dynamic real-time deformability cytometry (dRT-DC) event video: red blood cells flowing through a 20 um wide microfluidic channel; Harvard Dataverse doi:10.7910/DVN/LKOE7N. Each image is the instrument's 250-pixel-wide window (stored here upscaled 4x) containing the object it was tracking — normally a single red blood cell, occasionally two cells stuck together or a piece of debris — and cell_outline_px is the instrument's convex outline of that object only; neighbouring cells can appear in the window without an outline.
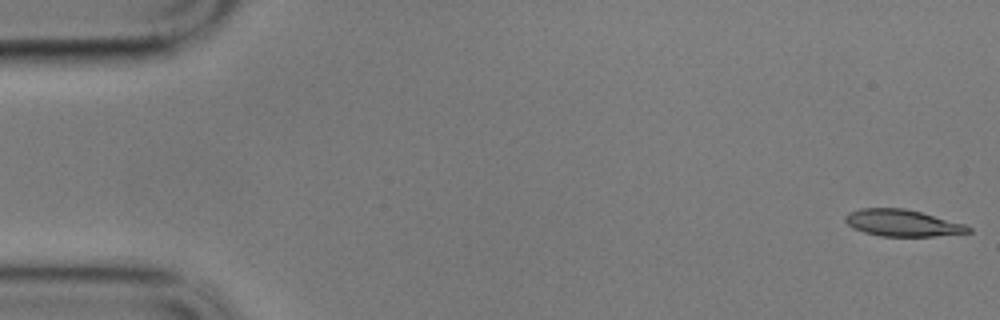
{"species": "common noctule bat (a hibernating species)", "species_latin": "Nyctalus noctula", "temperature_condition": "cold", "stored_images_in_passage": 58, "camera_frame_rate_fps": 3000, "um_per_image_px": 0.085, "animal": {"sex": "male", "body_mass_g": 17.9}, "frame": {"image": 1, "passage_image": 1, "time_ms": 0.0, "image_size_px": [1000, 320], "cell_outline_px": [[972, 232], [932, 236], [880, 236], [864, 232], [852, 228], [844, 220], [844, 216], [848, 212], [860, 208], [904, 208], [920, 212], [964, 224], [972, 228]], "centroid_in_image_um": [76.66, 18.95], "position_along_channel_um": 8.3, "area_um2": 19.07}}
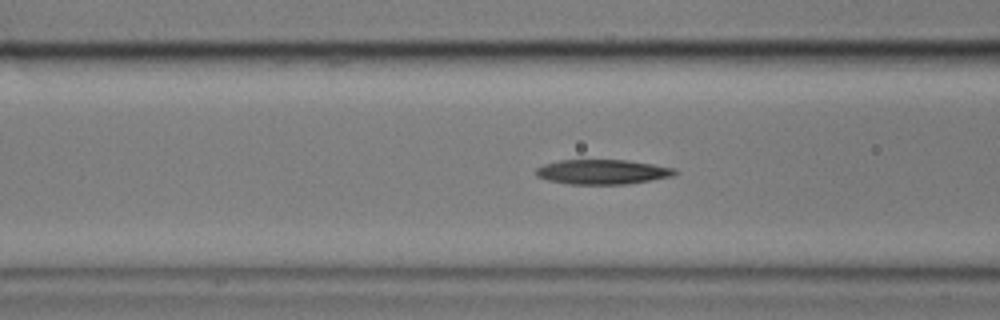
{"frame": {"image": 2, "passage_image": 22, "time_ms": 7.0, "image_size_px": [1000, 320], "cell_outline_px": [[680, 172], [672, 176], [652, 180], [624, 184], [568, 184], [548, 180], [536, 176], [536, 168], [544, 164], [560, 160], [628, 160], [676, 168]], "centroid_in_image_um": [51.23, 14.61], "position_along_channel_um": 115.4, "area_um2": 20.06}}
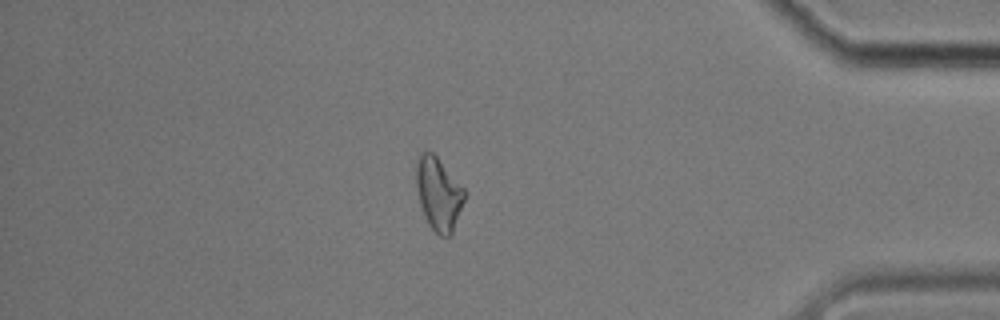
{"frame": {"image": 3, "passage_image": 50, "time_ms": 16.333, "image_size_px": [1000, 320], "cell_outline_px": [[468, 192], [452, 236], [440, 236], [428, 224], [424, 216], [420, 204], [416, 184], [416, 156], [420, 152], [432, 152], [436, 156]], "centroid_in_image_um": [37.3, 16.48], "position_along_channel_um": 397.9, "area_um2": 20.87}, "authors_computed_cell_mechanics": {"area_um2": 20.0566, "velocity_mm_per_s": 3.3943, "shape_relaxation_time_tau1_ms": null, "shape_relaxation_time_tau2_ms": 3.2929, "deformation_change_tau1": null, "deformation_change_tau2": 0.1298}}